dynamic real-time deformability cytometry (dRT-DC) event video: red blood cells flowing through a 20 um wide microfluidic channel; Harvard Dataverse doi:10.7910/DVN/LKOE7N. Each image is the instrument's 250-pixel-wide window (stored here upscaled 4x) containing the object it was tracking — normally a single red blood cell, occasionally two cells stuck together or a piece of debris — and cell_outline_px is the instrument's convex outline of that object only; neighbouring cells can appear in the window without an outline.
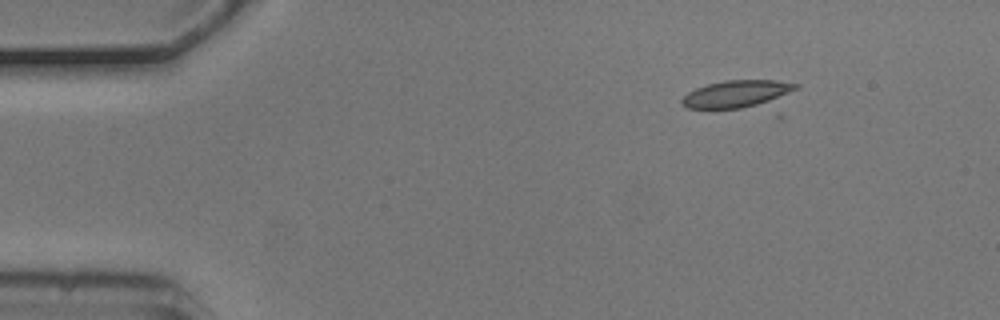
{"species": "common noctule bat (a hibernating species)", "species_latin": "Nyctalus noctula", "temperature_condition": "cold", "stored_images_in_passage": 8, "camera_frame_rate_fps": 3000, "um_per_image_px": 0.085, "animal": {"sex": "male", "body_mass_g": 20.5, "forearm_length_mm": 52.5}, "frame": {"image": 1, "passage_image": 1, "time_ms": 0.0, "image_size_px": [1000, 320], "cell_outline_px": [[800, 88], [768, 100], [756, 104], [740, 108], [684, 108], [680, 104], [680, 100], [688, 92], [696, 88], [708, 84], [724, 80], [776, 80], [800, 84]], "centroid_in_image_um": [62.55, 7.96], "position_along_channel_um": 22.4, "area_um2": 17.63}}
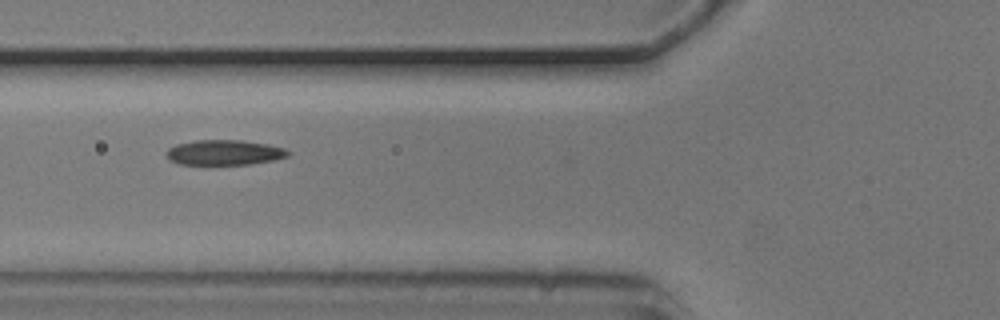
{"frame": {"image": 2, "passage_image": 4, "time_ms": 1.0, "image_size_px": [1000, 320], "cell_outline_px": [[292, 152], [288, 156], [276, 160], [252, 164], [180, 164], [168, 160], [164, 152], [168, 148], [176, 144], [196, 140], [240, 140], [268, 144], [284, 148]], "centroid_in_image_um": [19.07, 12.96], "position_along_channel_um": 106.7, "area_um2": 18.03}}
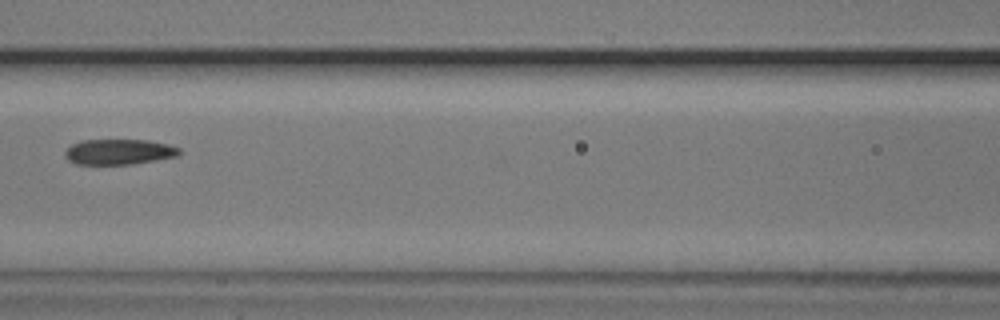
{"frame": {"image": 3, "passage_image": 5, "time_ms": 1.333, "image_size_px": [1000, 320], "cell_outline_px": [[180, 152], [176, 156], [132, 164], [76, 164], [68, 160], [64, 152], [72, 144], [80, 140], [148, 140], [168, 144], [180, 148]], "centroid_in_image_um": [10.09, 12.9], "position_along_channel_um": 156.5, "area_um2": 16.82}}